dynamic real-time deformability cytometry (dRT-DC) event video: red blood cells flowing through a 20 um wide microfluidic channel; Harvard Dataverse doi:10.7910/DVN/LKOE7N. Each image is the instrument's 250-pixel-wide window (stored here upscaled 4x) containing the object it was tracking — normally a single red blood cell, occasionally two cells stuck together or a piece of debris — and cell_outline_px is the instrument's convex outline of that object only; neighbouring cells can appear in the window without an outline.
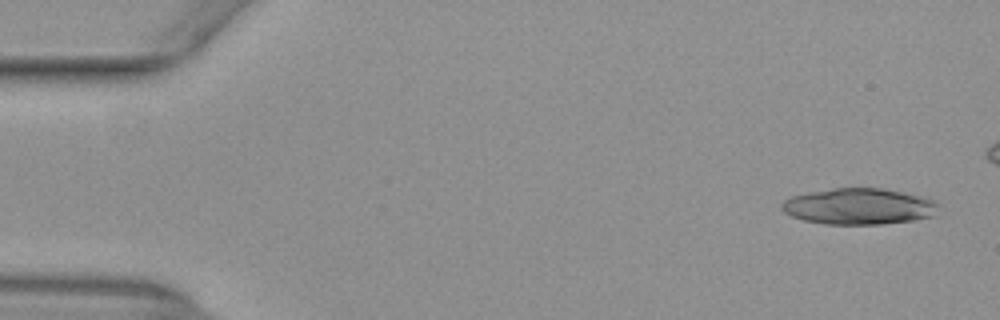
{"species": "common noctule bat (a hibernating species)", "species_latin": "Nyctalus noctula", "temperature_condition": "warm", "stored_images_in_passage": 10, "camera_frame_rate_fps": 3000, "um_per_image_px": 0.085, "animal": {"sex": "female", "body_mass_g": 29.2, "forearm_length_mm": 56.3}, "frame": {"image": 1, "passage_image": 2, "time_ms": 0.333, "image_size_px": [1000, 320], "cell_outline_px": [[940, 204], [932, 216], [912, 220], [880, 224], [824, 224], [804, 220], [792, 216], [784, 212], [780, 208], [780, 204], [784, 200], [792, 196], [808, 192], [832, 188], [884, 188], [928, 196], [936, 200]], "centroid_in_image_um": [73.03, 17.52], "position_along_channel_um": 12.0, "area_um2": 33.41}}